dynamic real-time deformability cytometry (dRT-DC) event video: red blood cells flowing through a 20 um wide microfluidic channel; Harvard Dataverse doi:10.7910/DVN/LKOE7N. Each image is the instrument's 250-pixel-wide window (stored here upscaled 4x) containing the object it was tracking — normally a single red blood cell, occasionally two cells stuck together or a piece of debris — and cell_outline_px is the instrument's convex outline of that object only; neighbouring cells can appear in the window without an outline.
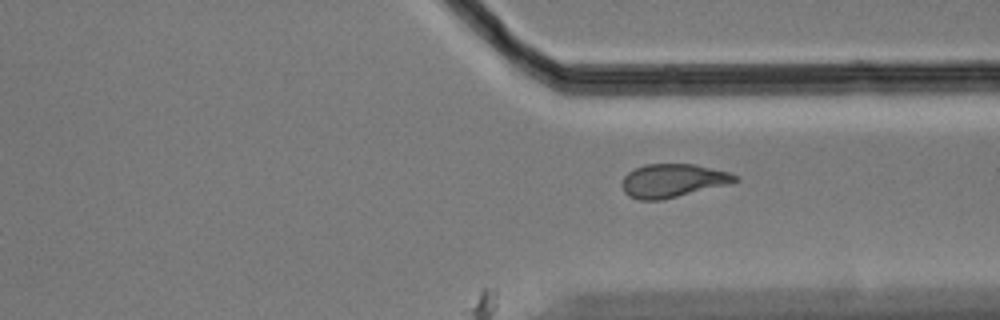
{"species": "Egyptian fruit bat (a non-hibernating species)", "species_latin": "Rousettus aegyptiacus", "temperature_condition": "cold", "stored_images_in_passage": 42, "camera_frame_rate_fps": 3000, "um_per_image_px": 0.085, "animal": {"sex": "male"}, "frame": {"image": 1, "passage_image": 42, "time_ms": 13.667, "image_size_px": [1000, 320], "cell_outline_px": [[740, 180], [732, 184], [660, 200], [640, 200], [628, 196], [624, 192], [620, 184], [624, 176], [628, 172], [644, 164], [696, 164], [728, 172], [740, 176]], "centroid_in_image_um": [57.21, 15.35], "position_along_channel_um": 354.2, "area_um2": 22.31}}